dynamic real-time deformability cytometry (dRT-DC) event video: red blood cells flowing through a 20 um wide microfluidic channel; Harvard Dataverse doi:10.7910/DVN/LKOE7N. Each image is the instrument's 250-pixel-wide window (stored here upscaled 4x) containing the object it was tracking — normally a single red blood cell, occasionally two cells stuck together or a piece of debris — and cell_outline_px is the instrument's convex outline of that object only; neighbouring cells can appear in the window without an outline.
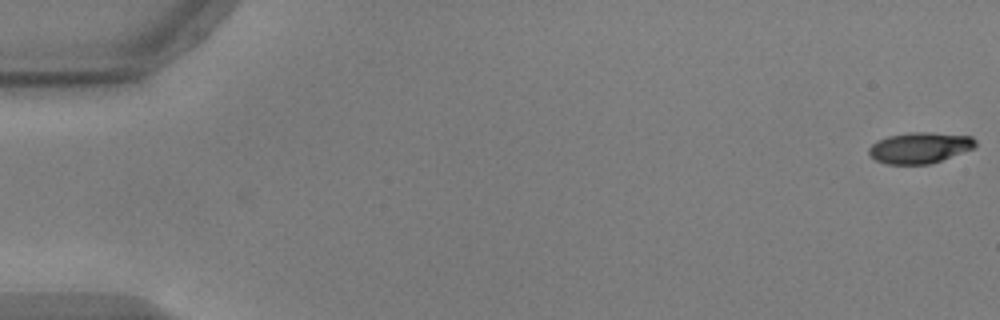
{"species": "common noctule bat (a hibernating species)", "species_latin": "Nyctalus noctula", "temperature_condition": "warm", "stored_images_in_passage": 55, "camera_frame_rate_fps": 3000, "um_per_image_px": 0.085, "animal": {"sex": "male", "body_mass_g": 17.9, "forearm_length_mm": 54.2}, "frame": {"image": 1, "passage_image": 1, "time_ms": 0.0, "image_size_px": [1000, 320], "cell_outline_px": [[976, 148], [928, 164], [888, 164], [876, 160], [868, 152], [868, 148], [876, 140], [888, 136], [908, 132], [932, 132], [972, 136], [976, 140]], "centroid_in_image_um": [78.19, 12.54], "position_along_channel_um": 6.8, "area_um2": 19.31}}
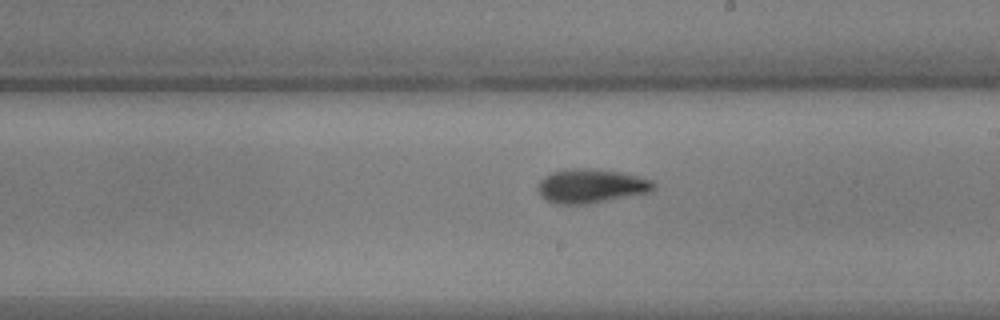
{"frame": {"image": 2, "passage_image": 32, "time_ms": 10.333, "image_size_px": [1000, 320], "cell_outline_px": [[656, 188], [652, 192], [588, 204], [552, 204], [540, 196], [536, 188], [540, 180], [544, 176], [552, 172], [572, 168], [588, 168], [624, 172], [652, 180], [656, 184]], "centroid_in_image_um": [50.24, 15.81], "position_along_channel_um": 238.8, "area_um2": 23.41}}
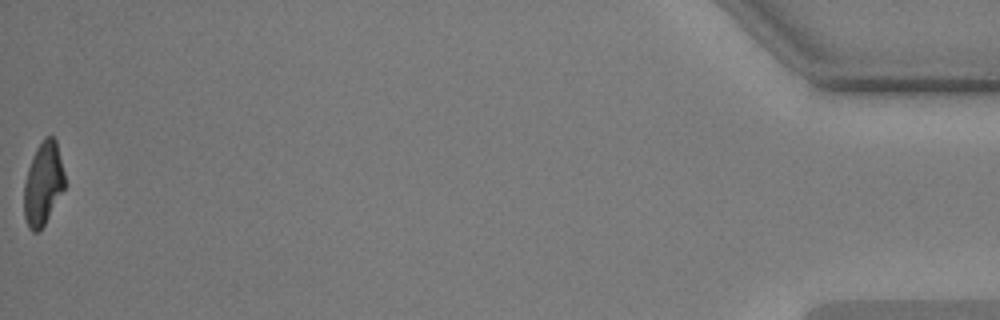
{"frame": {"image": 3, "passage_image": 55, "time_ms": 18.0, "image_size_px": [1000, 320], "cell_outline_px": [[64, 188], [44, 224], [36, 232], [32, 232], [28, 228], [24, 216], [24, 184], [28, 168], [32, 156], [36, 148], [44, 136], [52, 136], [56, 140], [64, 172]], "centroid_in_image_um": [3.65, 15.58], "position_along_channel_um": 431.6, "area_um2": 19.48}, "authors_computed_cell_mechanics": {"area_um2": 20.8658, "velocity_mm_per_s": 3.7366, "shape_relaxation_time_tau1_ms": 3.5125, "shape_relaxation_time_tau2_ms": 2.8752, "deformation_change_tau1": 0.1691, "deformation_change_tau2": 0.0968}}